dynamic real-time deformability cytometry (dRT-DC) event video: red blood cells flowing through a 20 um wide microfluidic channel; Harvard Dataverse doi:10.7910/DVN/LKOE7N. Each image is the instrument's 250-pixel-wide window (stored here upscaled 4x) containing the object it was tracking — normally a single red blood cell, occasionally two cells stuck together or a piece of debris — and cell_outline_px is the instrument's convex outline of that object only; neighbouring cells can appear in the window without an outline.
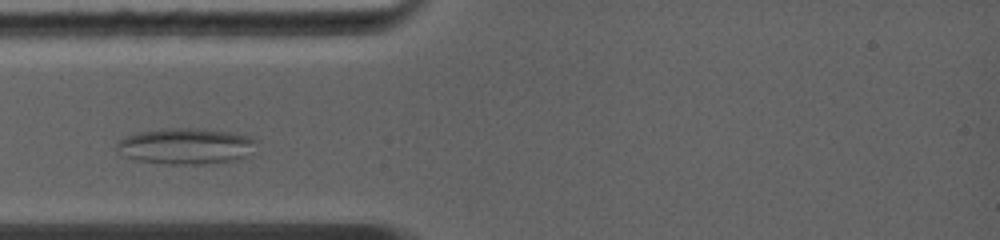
{"species": "common noctule bat (a hibernating species)", "species_latin": "Nyctalus noctula", "temperature_condition": "warm", "stored_images_in_passage": 38, "camera_frame_rate_fps": 5000, "um_per_image_px": 0.085, "animal": {"sex": "female", "body_mass_g": 19.0, "forearm_length_mm": 56.7}, "frame": {"image": 1, "passage_image": 1, "time_ms": 0.0, "image_size_px": [1000, 240], "cell_outline_px": [[256, 140], [248, 156], [240, 160], [204, 164], [168, 164], [136, 160], [120, 156], [116, 148], [116, 144], [124, 136], [136, 132], [160, 128], [192, 128], [228, 132], [248, 136]], "centroid_in_image_um": [15.72, 12.43], "position_along_channel_um": 69.3, "area_um2": 29.59}}
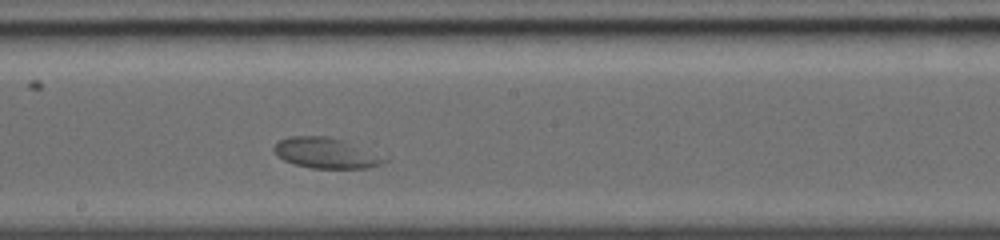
{"frame": {"image": 2, "passage_image": 20, "time_ms": 3.6, "image_size_px": [1000, 240], "cell_outline_px": [[388, 160], [384, 164], [368, 168], [312, 168], [292, 164], [276, 156], [272, 148], [280, 140], [292, 136], [328, 136], [344, 140]], "centroid_in_image_um": [27.64, 13.02], "position_along_channel_um": 220.6, "area_um2": 19.42}}
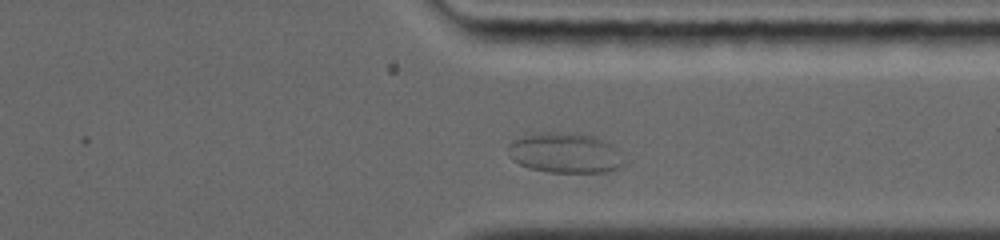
{"frame": {"image": 3, "passage_image": 34, "time_ms": 7.0, "image_size_px": [1000, 240], "cell_outline_px": [[620, 168], [608, 172], [548, 172], [532, 168], [520, 164], [512, 160], [508, 152], [508, 144], [512, 140], [524, 136], [548, 132], [564, 132], [596, 136], [612, 144], [616, 148], [620, 164]], "centroid_in_image_um": [47.99, 12.99], "position_along_channel_um": 363.4, "area_um2": 26.76}}